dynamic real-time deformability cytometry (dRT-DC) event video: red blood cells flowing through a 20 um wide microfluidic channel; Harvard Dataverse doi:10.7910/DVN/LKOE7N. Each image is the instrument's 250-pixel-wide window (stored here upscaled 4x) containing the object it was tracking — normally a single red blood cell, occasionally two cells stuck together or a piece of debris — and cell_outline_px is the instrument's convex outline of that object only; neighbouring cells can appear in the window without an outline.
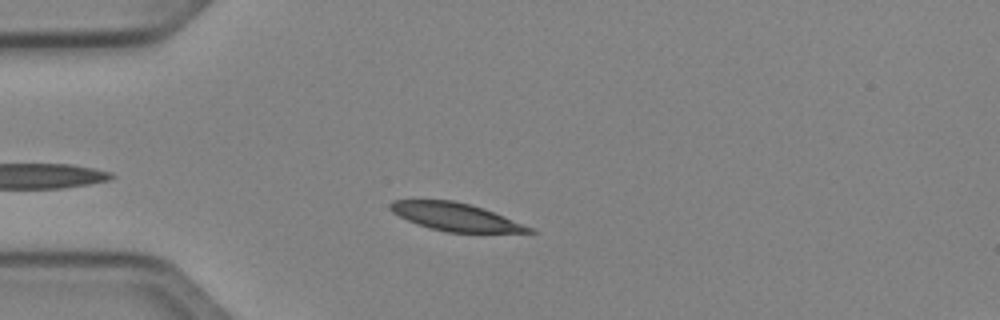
{"species": "Egyptian fruit bat (a non-hibernating species)", "species_latin": "Rousettus aegyptiacus", "temperature_condition": "cold", "stored_images_in_passage": 38, "camera_frame_rate_fps": 3000, "um_per_image_px": 0.085, "animal": {"sex": "female"}, "frame": {"image": 1, "passage_image": 4, "time_ms": 1.0, "image_size_px": [1000, 320], "cell_outline_px": [[536, 232], [448, 232], [416, 224], [392, 212], [388, 208], [388, 204], [392, 200], [452, 200], [472, 204], [484, 208], [532, 228]], "centroid_in_image_um": [38.66, 18.41], "position_along_channel_um": 46.3, "area_um2": 22.25}}
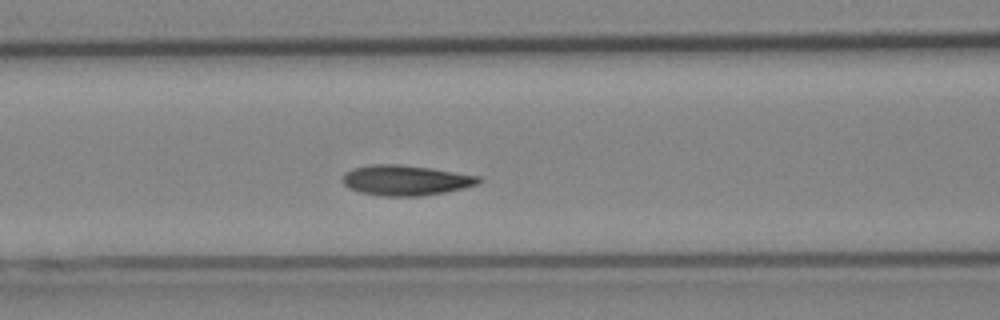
{"frame": {"image": 2, "passage_image": 12, "time_ms": 3.667, "image_size_px": [1000, 320], "cell_outline_px": [[484, 180], [480, 184], [464, 188], [444, 192], [420, 196], [380, 196], [360, 192], [348, 188], [340, 180], [344, 172], [352, 168], [372, 164], [396, 164], [432, 168], [480, 176]], "centroid_in_image_um": [34.47, 15.32], "position_along_channel_um": 132.1, "area_um2": 24.33}}
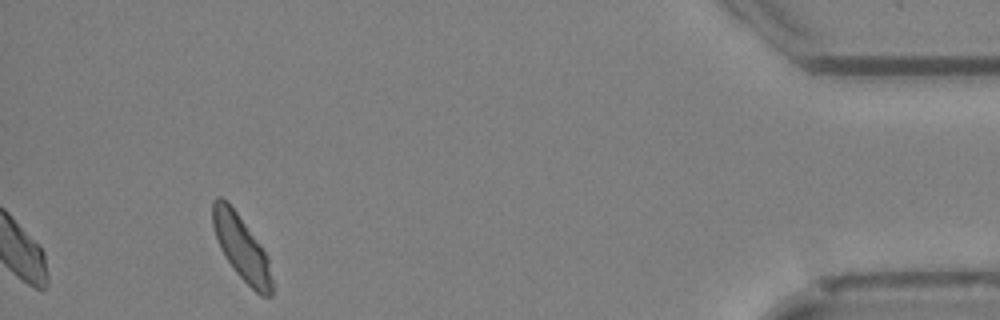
{"frame": {"image": 3, "passage_image": 38, "time_ms": 12.333, "image_size_px": [1000, 320], "cell_outline_px": [[272, 296], [260, 296], [236, 272], [220, 248], [216, 240], [212, 224], [212, 200], [216, 196], [220, 196], [236, 212], [260, 244], [268, 256], [272, 280]], "centroid_in_image_um": [20.52, 21.06], "position_along_channel_um": 414.7, "area_um2": 22.02}, "authors_computed_cell_mechanics": {"area_um2": 23.2645, "velocity_mm_per_s": 3.9816, "shape_relaxation_time_tau1_ms": 1.9941, "shape_relaxation_time_tau2_ms": 2.4987, "deformation_change_tau1": 0.0884, "deformation_change_tau2": 0.0556}}